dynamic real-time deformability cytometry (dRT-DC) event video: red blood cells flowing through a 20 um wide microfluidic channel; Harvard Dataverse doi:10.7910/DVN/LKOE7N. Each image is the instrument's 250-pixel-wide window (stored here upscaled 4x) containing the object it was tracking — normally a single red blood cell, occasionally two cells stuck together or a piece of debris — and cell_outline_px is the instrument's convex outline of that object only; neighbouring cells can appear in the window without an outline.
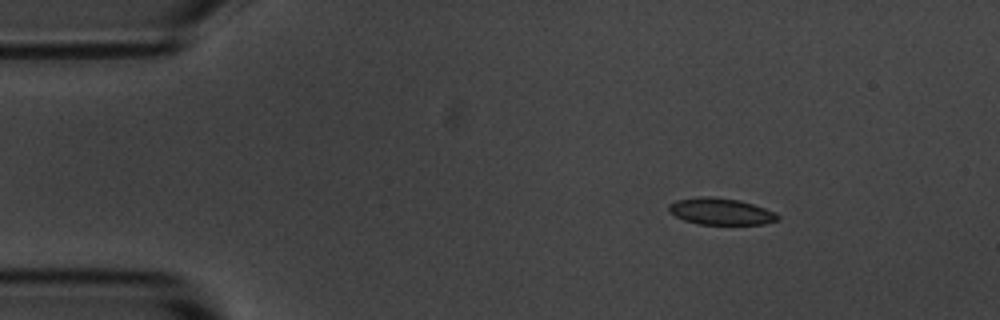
{"species": "common noctule bat (a hibernating species)", "species_latin": "Nyctalus noctula", "temperature_condition": "room temperature", "stored_images_in_passage": 3, "camera_frame_rate_fps": 3000, "um_per_image_px": 0.085, "animal": {"sex": "male", "body_mass_g": 20.1, "forearm_length_mm": 53.5}, "frame": {"image": 1, "passage_image": 1, "time_ms": 0.0, "image_size_px": [1000, 320], "cell_outline_px": [[780, 220], [764, 224], [696, 224], [684, 220], [668, 212], [668, 204], [676, 200], [700, 196], [712, 196], [740, 200], [776, 212], [780, 216]], "centroid_in_image_um": [61.26, 17.97], "position_along_channel_um": 23.7, "area_um2": 17.11}}